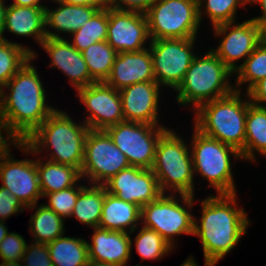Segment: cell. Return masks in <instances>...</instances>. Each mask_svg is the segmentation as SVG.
Wrapping results in <instances>:
<instances>
[{
    "label": "cell",
    "mask_w": 266,
    "mask_h": 266,
    "mask_svg": "<svg viewBox=\"0 0 266 266\" xmlns=\"http://www.w3.org/2000/svg\"><path fill=\"white\" fill-rule=\"evenodd\" d=\"M31 57L0 88V110L10 133L23 141L57 108L46 103L47 92ZM8 90L9 92H5Z\"/></svg>",
    "instance_id": "6da1fadb"
},
{
    "label": "cell",
    "mask_w": 266,
    "mask_h": 266,
    "mask_svg": "<svg viewBox=\"0 0 266 266\" xmlns=\"http://www.w3.org/2000/svg\"><path fill=\"white\" fill-rule=\"evenodd\" d=\"M236 195L211 194L199 201L201 218L194 216L193 236L199 237L207 262L219 263L247 234L251 221L245 208L238 207Z\"/></svg>",
    "instance_id": "7a4b0ae2"
},
{
    "label": "cell",
    "mask_w": 266,
    "mask_h": 266,
    "mask_svg": "<svg viewBox=\"0 0 266 266\" xmlns=\"http://www.w3.org/2000/svg\"><path fill=\"white\" fill-rule=\"evenodd\" d=\"M89 130L83 121L78 124L67 112L56 109L26 139L19 141L14 147L26 156L30 153L34 156L44 153L46 149L49 158L44 160L69 165L80 171Z\"/></svg>",
    "instance_id": "3957f363"
},
{
    "label": "cell",
    "mask_w": 266,
    "mask_h": 266,
    "mask_svg": "<svg viewBox=\"0 0 266 266\" xmlns=\"http://www.w3.org/2000/svg\"><path fill=\"white\" fill-rule=\"evenodd\" d=\"M233 74L209 48L204 56L196 55L193 59L182 83L175 90V102L185 108L192 107L195 112L207 102L232 94L235 87L229 78Z\"/></svg>",
    "instance_id": "277c9868"
},
{
    "label": "cell",
    "mask_w": 266,
    "mask_h": 266,
    "mask_svg": "<svg viewBox=\"0 0 266 266\" xmlns=\"http://www.w3.org/2000/svg\"><path fill=\"white\" fill-rule=\"evenodd\" d=\"M242 92L212 100L201 105L194 113V126L202 134L232 146L241 154L245 145V124L250 99H242Z\"/></svg>",
    "instance_id": "5b68a950"
},
{
    "label": "cell",
    "mask_w": 266,
    "mask_h": 266,
    "mask_svg": "<svg viewBox=\"0 0 266 266\" xmlns=\"http://www.w3.org/2000/svg\"><path fill=\"white\" fill-rule=\"evenodd\" d=\"M169 129L160 137L151 170L162 193L194 196L193 159L189 143Z\"/></svg>",
    "instance_id": "8992f818"
},
{
    "label": "cell",
    "mask_w": 266,
    "mask_h": 266,
    "mask_svg": "<svg viewBox=\"0 0 266 266\" xmlns=\"http://www.w3.org/2000/svg\"><path fill=\"white\" fill-rule=\"evenodd\" d=\"M193 129L190 149L194 175L198 174L207 180L208 188H214L217 194L236 193L230 157L241 160V153L232 146L202 134L195 127Z\"/></svg>",
    "instance_id": "52a82bcc"
},
{
    "label": "cell",
    "mask_w": 266,
    "mask_h": 266,
    "mask_svg": "<svg viewBox=\"0 0 266 266\" xmlns=\"http://www.w3.org/2000/svg\"><path fill=\"white\" fill-rule=\"evenodd\" d=\"M175 195L162 193L155 201L141 207L140 216V224L143 227L156 231L174 248L177 247V236L193 235L195 216L191 212L195 197Z\"/></svg>",
    "instance_id": "ba28073f"
},
{
    "label": "cell",
    "mask_w": 266,
    "mask_h": 266,
    "mask_svg": "<svg viewBox=\"0 0 266 266\" xmlns=\"http://www.w3.org/2000/svg\"><path fill=\"white\" fill-rule=\"evenodd\" d=\"M145 16L150 40L195 38L201 26L198 0H156Z\"/></svg>",
    "instance_id": "9c48e42d"
},
{
    "label": "cell",
    "mask_w": 266,
    "mask_h": 266,
    "mask_svg": "<svg viewBox=\"0 0 266 266\" xmlns=\"http://www.w3.org/2000/svg\"><path fill=\"white\" fill-rule=\"evenodd\" d=\"M195 38L159 39L149 42L155 81L166 89L174 91L182 83L186 71L197 55ZM194 50V51H193ZM196 53V54H194ZM166 86V87H165Z\"/></svg>",
    "instance_id": "30bf717a"
},
{
    "label": "cell",
    "mask_w": 266,
    "mask_h": 266,
    "mask_svg": "<svg viewBox=\"0 0 266 266\" xmlns=\"http://www.w3.org/2000/svg\"><path fill=\"white\" fill-rule=\"evenodd\" d=\"M167 130L163 125L123 121L105 131L125 154L130 166L151 169L158 141Z\"/></svg>",
    "instance_id": "8fae6325"
},
{
    "label": "cell",
    "mask_w": 266,
    "mask_h": 266,
    "mask_svg": "<svg viewBox=\"0 0 266 266\" xmlns=\"http://www.w3.org/2000/svg\"><path fill=\"white\" fill-rule=\"evenodd\" d=\"M129 166L125 154L118 149L105 130H89L80 170L82 181L87 178V181L90 180L88 185H104Z\"/></svg>",
    "instance_id": "7c38bea8"
},
{
    "label": "cell",
    "mask_w": 266,
    "mask_h": 266,
    "mask_svg": "<svg viewBox=\"0 0 266 266\" xmlns=\"http://www.w3.org/2000/svg\"><path fill=\"white\" fill-rule=\"evenodd\" d=\"M215 37H220L218 46L211 50L235 73L247 57L260 44V26L248 19L242 23L229 22L213 27ZM242 59V63L239 60Z\"/></svg>",
    "instance_id": "4fadbf2b"
},
{
    "label": "cell",
    "mask_w": 266,
    "mask_h": 266,
    "mask_svg": "<svg viewBox=\"0 0 266 266\" xmlns=\"http://www.w3.org/2000/svg\"><path fill=\"white\" fill-rule=\"evenodd\" d=\"M87 112L83 122L91 130H106L124 121L119 91L105 82H96L77 90Z\"/></svg>",
    "instance_id": "5bb4252c"
},
{
    "label": "cell",
    "mask_w": 266,
    "mask_h": 266,
    "mask_svg": "<svg viewBox=\"0 0 266 266\" xmlns=\"http://www.w3.org/2000/svg\"><path fill=\"white\" fill-rule=\"evenodd\" d=\"M106 41L117 53L148 48L151 40L145 13L108 8Z\"/></svg>",
    "instance_id": "9a60e30c"
},
{
    "label": "cell",
    "mask_w": 266,
    "mask_h": 266,
    "mask_svg": "<svg viewBox=\"0 0 266 266\" xmlns=\"http://www.w3.org/2000/svg\"><path fill=\"white\" fill-rule=\"evenodd\" d=\"M1 186L13 194L27 209L43 198L36 160L16 159L7 151L0 161Z\"/></svg>",
    "instance_id": "2e32d148"
},
{
    "label": "cell",
    "mask_w": 266,
    "mask_h": 266,
    "mask_svg": "<svg viewBox=\"0 0 266 266\" xmlns=\"http://www.w3.org/2000/svg\"><path fill=\"white\" fill-rule=\"evenodd\" d=\"M104 187L106 192L140 208L155 201L162 194L154 172L136 166L122 169Z\"/></svg>",
    "instance_id": "e0dca14e"
},
{
    "label": "cell",
    "mask_w": 266,
    "mask_h": 266,
    "mask_svg": "<svg viewBox=\"0 0 266 266\" xmlns=\"http://www.w3.org/2000/svg\"><path fill=\"white\" fill-rule=\"evenodd\" d=\"M160 88L156 81H150L119 90L124 121L162 125L158 117Z\"/></svg>",
    "instance_id": "ac0fdd59"
},
{
    "label": "cell",
    "mask_w": 266,
    "mask_h": 266,
    "mask_svg": "<svg viewBox=\"0 0 266 266\" xmlns=\"http://www.w3.org/2000/svg\"><path fill=\"white\" fill-rule=\"evenodd\" d=\"M43 48L49 55L50 65L56 67L61 73L68 77L71 86L77 91L96 81L90 76L87 64L79 52L66 38H45L41 42Z\"/></svg>",
    "instance_id": "d6986e66"
},
{
    "label": "cell",
    "mask_w": 266,
    "mask_h": 266,
    "mask_svg": "<svg viewBox=\"0 0 266 266\" xmlns=\"http://www.w3.org/2000/svg\"><path fill=\"white\" fill-rule=\"evenodd\" d=\"M155 81L149 47L137 52L117 53L105 83L116 90L139 82Z\"/></svg>",
    "instance_id": "ffe728a7"
},
{
    "label": "cell",
    "mask_w": 266,
    "mask_h": 266,
    "mask_svg": "<svg viewBox=\"0 0 266 266\" xmlns=\"http://www.w3.org/2000/svg\"><path fill=\"white\" fill-rule=\"evenodd\" d=\"M94 234L91 242H87L89 260L104 262L118 266H126L131 259L133 241L131 233L92 228Z\"/></svg>",
    "instance_id": "44dd1931"
},
{
    "label": "cell",
    "mask_w": 266,
    "mask_h": 266,
    "mask_svg": "<svg viewBox=\"0 0 266 266\" xmlns=\"http://www.w3.org/2000/svg\"><path fill=\"white\" fill-rule=\"evenodd\" d=\"M56 9L45 7L46 37L65 38L61 34H72L86 24L99 9L105 6L71 5L53 1ZM48 27V28H47ZM54 29V30H53ZM53 30V31H51Z\"/></svg>",
    "instance_id": "7402d4cb"
},
{
    "label": "cell",
    "mask_w": 266,
    "mask_h": 266,
    "mask_svg": "<svg viewBox=\"0 0 266 266\" xmlns=\"http://www.w3.org/2000/svg\"><path fill=\"white\" fill-rule=\"evenodd\" d=\"M33 38L41 45L46 38L45 7H27L9 4L5 11L4 32Z\"/></svg>",
    "instance_id": "603a6c76"
},
{
    "label": "cell",
    "mask_w": 266,
    "mask_h": 266,
    "mask_svg": "<svg viewBox=\"0 0 266 266\" xmlns=\"http://www.w3.org/2000/svg\"><path fill=\"white\" fill-rule=\"evenodd\" d=\"M140 216L141 208L138 205L106 192L98 227L133 234L138 230Z\"/></svg>",
    "instance_id": "cb8c5ba5"
},
{
    "label": "cell",
    "mask_w": 266,
    "mask_h": 266,
    "mask_svg": "<svg viewBox=\"0 0 266 266\" xmlns=\"http://www.w3.org/2000/svg\"><path fill=\"white\" fill-rule=\"evenodd\" d=\"M43 161L42 155L39 159L36 157V169L43 197L81 182V173L77 168L48 160H45V163Z\"/></svg>",
    "instance_id": "d4e9b609"
},
{
    "label": "cell",
    "mask_w": 266,
    "mask_h": 266,
    "mask_svg": "<svg viewBox=\"0 0 266 266\" xmlns=\"http://www.w3.org/2000/svg\"><path fill=\"white\" fill-rule=\"evenodd\" d=\"M266 158V107L248 105L243 160L256 162L257 154Z\"/></svg>",
    "instance_id": "484cf974"
},
{
    "label": "cell",
    "mask_w": 266,
    "mask_h": 266,
    "mask_svg": "<svg viewBox=\"0 0 266 266\" xmlns=\"http://www.w3.org/2000/svg\"><path fill=\"white\" fill-rule=\"evenodd\" d=\"M87 240L81 237H58L47 244L53 266H87L89 253Z\"/></svg>",
    "instance_id": "4316f807"
},
{
    "label": "cell",
    "mask_w": 266,
    "mask_h": 266,
    "mask_svg": "<svg viewBox=\"0 0 266 266\" xmlns=\"http://www.w3.org/2000/svg\"><path fill=\"white\" fill-rule=\"evenodd\" d=\"M28 209H35L29 220V233L31 232L32 237L34 236V242L48 244L65 235V220L48 208L45 203L35 204Z\"/></svg>",
    "instance_id": "83f0119b"
},
{
    "label": "cell",
    "mask_w": 266,
    "mask_h": 266,
    "mask_svg": "<svg viewBox=\"0 0 266 266\" xmlns=\"http://www.w3.org/2000/svg\"><path fill=\"white\" fill-rule=\"evenodd\" d=\"M106 188L104 185H86L79 192L71 218L86 224L88 227H98L104 204Z\"/></svg>",
    "instance_id": "f1b7e54d"
},
{
    "label": "cell",
    "mask_w": 266,
    "mask_h": 266,
    "mask_svg": "<svg viewBox=\"0 0 266 266\" xmlns=\"http://www.w3.org/2000/svg\"><path fill=\"white\" fill-rule=\"evenodd\" d=\"M33 48L0 38V88L4 86L17 71L31 58L38 54Z\"/></svg>",
    "instance_id": "f546056e"
},
{
    "label": "cell",
    "mask_w": 266,
    "mask_h": 266,
    "mask_svg": "<svg viewBox=\"0 0 266 266\" xmlns=\"http://www.w3.org/2000/svg\"><path fill=\"white\" fill-rule=\"evenodd\" d=\"M90 76L96 82H105L110 76L117 52L105 40L91 44L81 51Z\"/></svg>",
    "instance_id": "4dcf8cb0"
},
{
    "label": "cell",
    "mask_w": 266,
    "mask_h": 266,
    "mask_svg": "<svg viewBox=\"0 0 266 266\" xmlns=\"http://www.w3.org/2000/svg\"><path fill=\"white\" fill-rule=\"evenodd\" d=\"M107 27L108 7H103L87 20L86 24L70 35L71 40L67 39L72 46L81 52L93 43L105 41L107 39Z\"/></svg>",
    "instance_id": "1f68e13d"
},
{
    "label": "cell",
    "mask_w": 266,
    "mask_h": 266,
    "mask_svg": "<svg viewBox=\"0 0 266 266\" xmlns=\"http://www.w3.org/2000/svg\"><path fill=\"white\" fill-rule=\"evenodd\" d=\"M235 91L241 92V86L248 84L246 93L261 79L266 77V46L261 42L234 73Z\"/></svg>",
    "instance_id": "d6a6232c"
},
{
    "label": "cell",
    "mask_w": 266,
    "mask_h": 266,
    "mask_svg": "<svg viewBox=\"0 0 266 266\" xmlns=\"http://www.w3.org/2000/svg\"><path fill=\"white\" fill-rule=\"evenodd\" d=\"M246 5V0H198L199 19L202 22L203 15H207L212 27L236 22L237 8Z\"/></svg>",
    "instance_id": "836d02e7"
},
{
    "label": "cell",
    "mask_w": 266,
    "mask_h": 266,
    "mask_svg": "<svg viewBox=\"0 0 266 266\" xmlns=\"http://www.w3.org/2000/svg\"><path fill=\"white\" fill-rule=\"evenodd\" d=\"M138 231L133 241L136 252L141 257V261L146 259L159 261L173 251L172 249L174 247L156 231L143 226Z\"/></svg>",
    "instance_id": "e575fe53"
},
{
    "label": "cell",
    "mask_w": 266,
    "mask_h": 266,
    "mask_svg": "<svg viewBox=\"0 0 266 266\" xmlns=\"http://www.w3.org/2000/svg\"><path fill=\"white\" fill-rule=\"evenodd\" d=\"M77 183L73 187L63 189L58 192L48 193L44 196L48 198L45 204L48 208L56 212L64 220L70 218L76 204L79 192L85 186L84 184Z\"/></svg>",
    "instance_id": "d590c367"
},
{
    "label": "cell",
    "mask_w": 266,
    "mask_h": 266,
    "mask_svg": "<svg viewBox=\"0 0 266 266\" xmlns=\"http://www.w3.org/2000/svg\"><path fill=\"white\" fill-rule=\"evenodd\" d=\"M27 242L17 232H9L0 242V258L2 261H21Z\"/></svg>",
    "instance_id": "8d00e7d4"
},
{
    "label": "cell",
    "mask_w": 266,
    "mask_h": 266,
    "mask_svg": "<svg viewBox=\"0 0 266 266\" xmlns=\"http://www.w3.org/2000/svg\"><path fill=\"white\" fill-rule=\"evenodd\" d=\"M21 263L22 266H53L47 244L34 241L27 244Z\"/></svg>",
    "instance_id": "74e56055"
},
{
    "label": "cell",
    "mask_w": 266,
    "mask_h": 266,
    "mask_svg": "<svg viewBox=\"0 0 266 266\" xmlns=\"http://www.w3.org/2000/svg\"><path fill=\"white\" fill-rule=\"evenodd\" d=\"M24 206L9 190L0 186V221L6 219L13 214L23 213Z\"/></svg>",
    "instance_id": "f35d334b"
},
{
    "label": "cell",
    "mask_w": 266,
    "mask_h": 266,
    "mask_svg": "<svg viewBox=\"0 0 266 266\" xmlns=\"http://www.w3.org/2000/svg\"><path fill=\"white\" fill-rule=\"evenodd\" d=\"M156 0H104L105 7L145 13Z\"/></svg>",
    "instance_id": "ab89813d"
},
{
    "label": "cell",
    "mask_w": 266,
    "mask_h": 266,
    "mask_svg": "<svg viewBox=\"0 0 266 266\" xmlns=\"http://www.w3.org/2000/svg\"><path fill=\"white\" fill-rule=\"evenodd\" d=\"M247 94L251 104L266 107V77L257 82Z\"/></svg>",
    "instance_id": "60d3db41"
},
{
    "label": "cell",
    "mask_w": 266,
    "mask_h": 266,
    "mask_svg": "<svg viewBox=\"0 0 266 266\" xmlns=\"http://www.w3.org/2000/svg\"><path fill=\"white\" fill-rule=\"evenodd\" d=\"M3 131L6 136L5 134H2ZM18 142V139L15 138V136H13L8 130L5 119L0 110V147H10L11 145H16Z\"/></svg>",
    "instance_id": "b9f144b4"
},
{
    "label": "cell",
    "mask_w": 266,
    "mask_h": 266,
    "mask_svg": "<svg viewBox=\"0 0 266 266\" xmlns=\"http://www.w3.org/2000/svg\"><path fill=\"white\" fill-rule=\"evenodd\" d=\"M71 5L105 6L104 0H52Z\"/></svg>",
    "instance_id": "7bdbcfd3"
},
{
    "label": "cell",
    "mask_w": 266,
    "mask_h": 266,
    "mask_svg": "<svg viewBox=\"0 0 266 266\" xmlns=\"http://www.w3.org/2000/svg\"><path fill=\"white\" fill-rule=\"evenodd\" d=\"M259 4L260 8H261V14L257 17H252L251 19H253L259 26H261L264 22H266V0H255L253 2V4Z\"/></svg>",
    "instance_id": "ee69618b"
},
{
    "label": "cell",
    "mask_w": 266,
    "mask_h": 266,
    "mask_svg": "<svg viewBox=\"0 0 266 266\" xmlns=\"http://www.w3.org/2000/svg\"><path fill=\"white\" fill-rule=\"evenodd\" d=\"M42 0H13L12 5L27 6V7H46L41 4Z\"/></svg>",
    "instance_id": "f6af8a7d"
},
{
    "label": "cell",
    "mask_w": 266,
    "mask_h": 266,
    "mask_svg": "<svg viewBox=\"0 0 266 266\" xmlns=\"http://www.w3.org/2000/svg\"><path fill=\"white\" fill-rule=\"evenodd\" d=\"M5 0H0V38L3 37L5 11L7 6Z\"/></svg>",
    "instance_id": "bcb514c9"
},
{
    "label": "cell",
    "mask_w": 266,
    "mask_h": 266,
    "mask_svg": "<svg viewBox=\"0 0 266 266\" xmlns=\"http://www.w3.org/2000/svg\"><path fill=\"white\" fill-rule=\"evenodd\" d=\"M216 264L205 261L204 266H215ZM180 266H199L195 258L191 255L189 256Z\"/></svg>",
    "instance_id": "7dc6e473"
},
{
    "label": "cell",
    "mask_w": 266,
    "mask_h": 266,
    "mask_svg": "<svg viewBox=\"0 0 266 266\" xmlns=\"http://www.w3.org/2000/svg\"><path fill=\"white\" fill-rule=\"evenodd\" d=\"M9 233L8 227L5 225V221H0V242Z\"/></svg>",
    "instance_id": "c3c4849f"
},
{
    "label": "cell",
    "mask_w": 266,
    "mask_h": 266,
    "mask_svg": "<svg viewBox=\"0 0 266 266\" xmlns=\"http://www.w3.org/2000/svg\"><path fill=\"white\" fill-rule=\"evenodd\" d=\"M261 43L266 46V22L260 26Z\"/></svg>",
    "instance_id": "681fc988"
},
{
    "label": "cell",
    "mask_w": 266,
    "mask_h": 266,
    "mask_svg": "<svg viewBox=\"0 0 266 266\" xmlns=\"http://www.w3.org/2000/svg\"><path fill=\"white\" fill-rule=\"evenodd\" d=\"M87 266H118V265L104 263V262H95V261L89 260Z\"/></svg>",
    "instance_id": "f907efd6"
},
{
    "label": "cell",
    "mask_w": 266,
    "mask_h": 266,
    "mask_svg": "<svg viewBox=\"0 0 266 266\" xmlns=\"http://www.w3.org/2000/svg\"><path fill=\"white\" fill-rule=\"evenodd\" d=\"M0 266H22L21 261H2Z\"/></svg>",
    "instance_id": "816d5d0a"
},
{
    "label": "cell",
    "mask_w": 266,
    "mask_h": 266,
    "mask_svg": "<svg viewBox=\"0 0 266 266\" xmlns=\"http://www.w3.org/2000/svg\"><path fill=\"white\" fill-rule=\"evenodd\" d=\"M11 150L10 147H0V161L7 151Z\"/></svg>",
    "instance_id": "f5cc1de1"
},
{
    "label": "cell",
    "mask_w": 266,
    "mask_h": 266,
    "mask_svg": "<svg viewBox=\"0 0 266 266\" xmlns=\"http://www.w3.org/2000/svg\"><path fill=\"white\" fill-rule=\"evenodd\" d=\"M255 0H246V2H247V4L249 5V4H252L253 5V2H254Z\"/></svg>",
    "instance_id": "db71d44e"
}]
</instances>
